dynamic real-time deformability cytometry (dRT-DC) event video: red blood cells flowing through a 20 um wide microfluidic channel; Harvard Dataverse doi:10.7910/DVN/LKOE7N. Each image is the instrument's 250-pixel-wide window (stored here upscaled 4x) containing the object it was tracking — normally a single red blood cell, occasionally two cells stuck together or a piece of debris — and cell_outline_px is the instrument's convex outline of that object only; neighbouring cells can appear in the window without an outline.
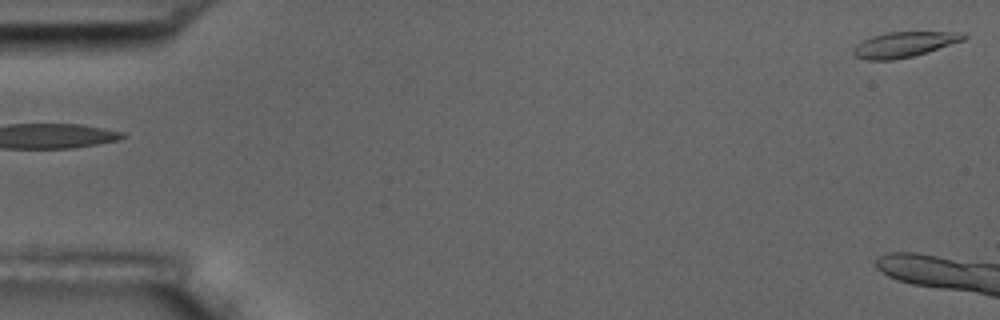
{"species": "common noctule bat (a hibernating species)", "species_latin": "Nyctalus noctula", "temperature_condition": "room temperature", "stored_images_in_passage": 2, "segment_of_instrument_passage": [2, 2], "camera_frame_rate_fps": 3000, "um_per_image_px": 0.085, "animal": {"sex": "male", "body_mass_g": 17.5, "forearm_length_mm": 52.3}, "frame": {"image": 1, "passage_image": 2, "time_ms": 0.333, "image_size_px": [1000, 320], "cell_outline_px": [[968, 36], [964, 40], [912, 56], [892, 60], [864, 60], [856, 56], [852, 52], [852, 48], [856, 44], [872, 36], [888, 32], [964, 32]], "centroid_in_image_um": [76.82, 3.78], "position_along_channel_um": 8.2, "area_um2": 16.13}}